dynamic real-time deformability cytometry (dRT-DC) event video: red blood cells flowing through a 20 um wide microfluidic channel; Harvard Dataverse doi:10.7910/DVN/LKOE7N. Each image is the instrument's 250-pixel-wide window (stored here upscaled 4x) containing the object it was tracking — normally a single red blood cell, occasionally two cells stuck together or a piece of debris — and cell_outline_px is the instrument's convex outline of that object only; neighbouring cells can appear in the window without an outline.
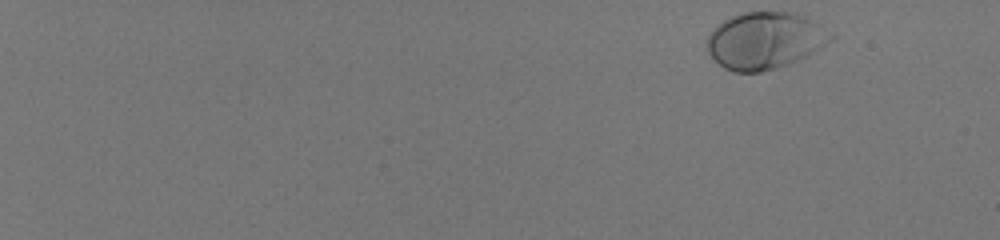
{"species": "human", "species_latin": "Homo sapiens", "temperature_condition": "room temperature", "stored_images_in_passage": 52, "camera_frame_rate_fps": 3000, "um_per_image_px": 0.085, "donor": {"sex": "male"}, "frame": {"image": 1, "passage_image": 1, "time_ms": 0.0, "image_size_px": [1000, 240], "cell_outline_px": [[836, 36], [820, 48], [788, 64], [776, 68], [760, 72], [732, 72], [724, 68], [708, 52], [708, 36], [724, 20], [732, 16], [744, 12], [796, 12], [804, 16], [832, 32]], "centroid_in_image_um": [65.04, 3.44], "position_along_channel_um": 20.0, "area_um2": 40.52}}
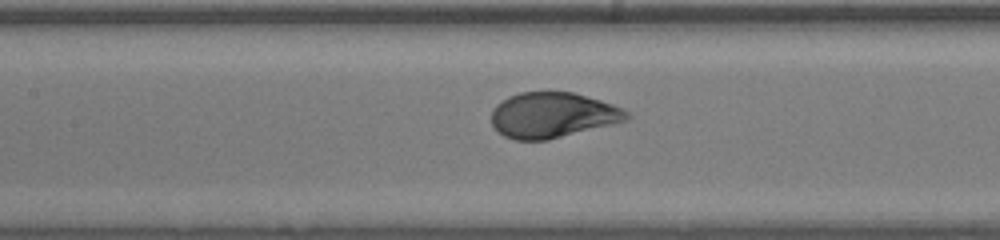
{"frame": {"image": 2, "passage_image": 28, "time_ms": 9.0, "image_size_px": [1000, 240], "cell_outline_px": [[632, 116], [628, 120], [548, 140], [516, 140], [504, 136], [492, 124], [492, 108], [496, 104], [508, 96], [520, 92], [572, 92], [600, 100], [624, 108]], "centroid_in_image_um": [46.98, 9.78], "position_along_channel_um": 160.4, "area_um2": 35.78}}
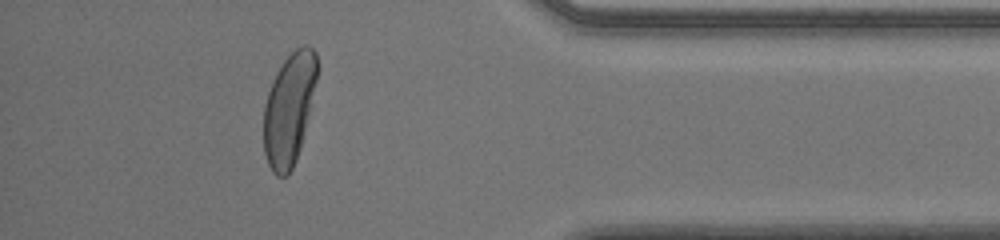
{"frame": {"image": 3, "passage_image": 48, "time_ms": 15.667, "image_size_px": [1000, 240], "cell_outline_px": [[316, 80], [300, 148], [296, 160], [288, 176], [276, 176], [272, 172], [268, 164], [264, 152], [264, 104], [268, 92], [276, 72], [284, 60], [296, 48], [304, 44], [308, 44], [316, 52]], "centroid_in_image_um": [24.55, 9.27], "position_along_channel_um": 410.7, "area_um2": 34.28}, "authors_computed_cell_mechanics": {"area_um2": 37.281, "velocity_mm_per_s": 4.0125, "shape_relaxation_time_tau1_ms": 2.0521, "shape_relaxation_time_tau2_ms": null, "deformation_change_tau1": 0.146, "deformation_change_tau2": null}}